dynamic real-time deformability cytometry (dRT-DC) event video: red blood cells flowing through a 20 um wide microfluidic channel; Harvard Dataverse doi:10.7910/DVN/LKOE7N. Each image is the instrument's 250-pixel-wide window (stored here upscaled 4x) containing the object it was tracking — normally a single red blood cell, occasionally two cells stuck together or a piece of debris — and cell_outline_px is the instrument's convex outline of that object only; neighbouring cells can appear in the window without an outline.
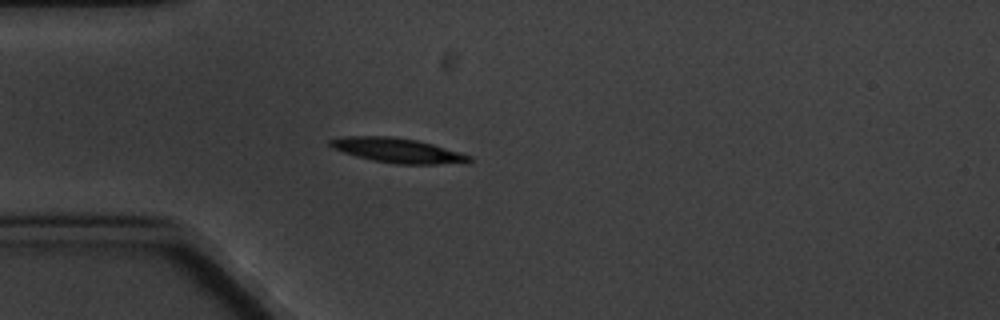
{"species": "common noctule bat (a hibernating species)", "species_latin": "Nyctalus noctula", "temperature_condition": "cold", "stored_images_in_passage": 4, "camera_frame_rate_fps": 3000, "um_per_image_px": 0.085, "animal": {"sex": "male", "body_mass_g": 20.1, "forearm_length_mm": 53.5}, "frame": {"image": 1, "passage_image": 4, "time_ms": 4.333, "image_size_px": [1000, 320], "cell_outline_px": [[472, 160], [436, 164], [396, 164], [372, 160], [356, 156], [332, 148], [328, 144], [328, 140], [344, 136], [388, 136], [416, 140], [432, 144], [460, 152], [472, 156]], "centroid_in_image_um": [33.71, 12.77], "position_along_channel_um": 51.3, "area_um2": 19.65}}